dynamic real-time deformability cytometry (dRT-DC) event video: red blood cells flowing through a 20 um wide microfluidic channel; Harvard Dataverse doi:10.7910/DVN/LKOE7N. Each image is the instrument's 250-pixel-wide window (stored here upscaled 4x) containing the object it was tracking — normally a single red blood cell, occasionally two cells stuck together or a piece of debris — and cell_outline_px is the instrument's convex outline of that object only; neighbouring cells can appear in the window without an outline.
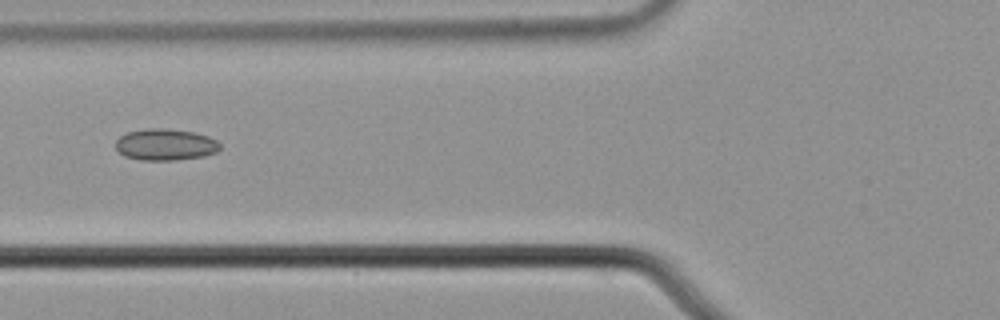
{"species": "common noctule bat (a hibernating species)", "species_latin": "Nyctalus noctula", "temperature_condition": "cold", "stored_images_in_passage": 6, "camera_frame_rate_fps": 3000, "um_per_image_px": 0.085, "animal": {"sex": "male", "body_mass_g": 21.5, "forearm_length_mm": 52.0}, "frame": {"image": 1, "passage_image": 4, "time_ms": 1.0, "image_size_px": [1000, 320], "cell_outline_px": [[220, 148], [216, 152], [204, 156], [176, 160], [140, 160], [124, 156], [116, 148], [116, 140], [120, 136], [128, 132], [148, 128], [164, 128], [192, 132], [208, 136], [216, 140], [220, 144]], "centroid_in_image_um": [14.05, 12.29], "position_along_channel_um": 111.7, "area_um2": 19.13}}
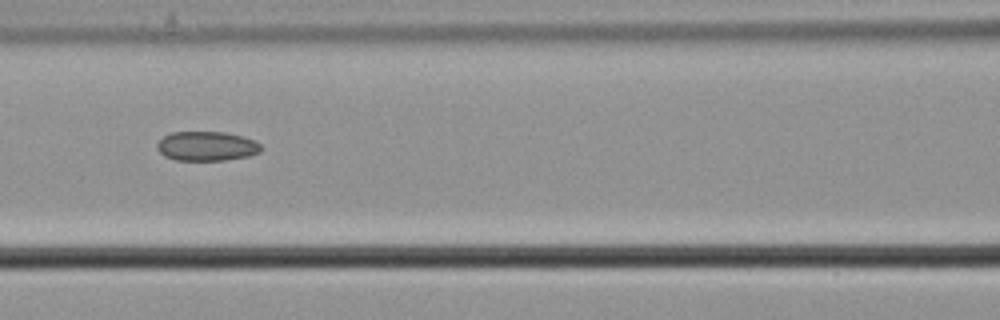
{"frame": {"image": 2, "passage_image": 5, "time_ms": 1.333, "image_size_px": [1000, 320], "cell_outline_px": [[264, 148], [260, 152], [248, 156], [224, 160], [176, 160], [164, 156], [156, 148], [156, 144], [164, 136], [172, 132], [224, 132], [244, 136], [256, 140]], "centroid_in_image_um": [17.6, 12.42], "position_along_channel_um": 149.0, "area_um2": 17.98}}
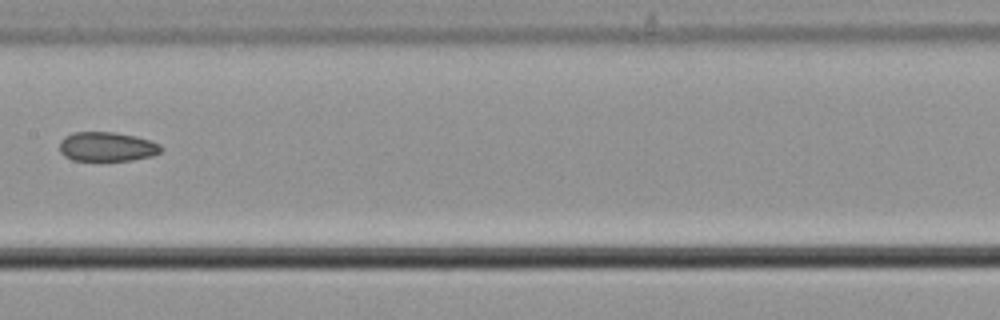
{"frame": {"image": 3, "passage_image": 6, "time_ms": 1.667, "image_size_px": [1000, 320], "cell_outline_px": [[164, 148], [160, 152], [152, 156], [132, 160], [72, 160], [64, 156], [60, 152], [60, 140], [64, 136], [72, 132], [112, 132], [136, 136], [160, 144]], "centroid_in_image_um": [9.08, 12.46], "position_along_channel_um": 198.3, "area_um2": 17.4}}